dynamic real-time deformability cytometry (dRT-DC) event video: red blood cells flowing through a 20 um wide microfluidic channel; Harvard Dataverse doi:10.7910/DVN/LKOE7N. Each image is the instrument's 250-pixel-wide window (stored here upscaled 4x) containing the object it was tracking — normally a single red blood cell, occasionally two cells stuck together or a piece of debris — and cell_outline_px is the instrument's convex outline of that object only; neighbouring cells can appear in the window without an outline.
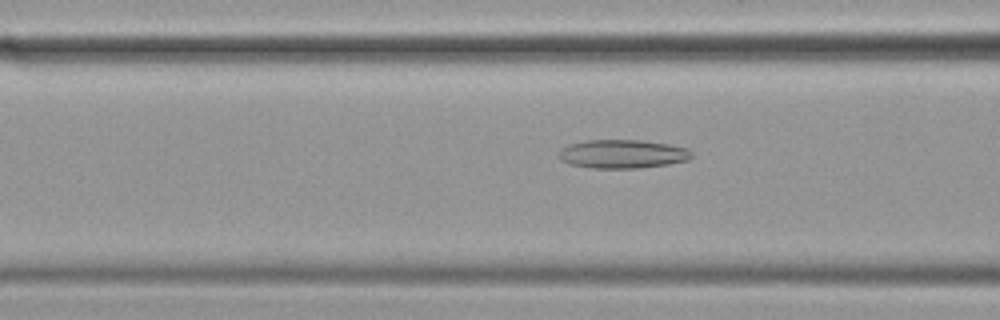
{"species": "common noctule bat (a hibernating species)", "species_latin": "Nyctalus noctula", "temperature_condition": "cold", "stored_images_in_passage": 58, "camera_frame_rate_fps": 3000, "um_per_image_px": 0.085, "animal": {"sex": "female", "body_mass_g": 19.9}, "frame": {"image": 1, "passage_image": 22, "time_ms": 7.0, "image_size_px": [1000, 320], "cell_outline_px": [[692, 156], [688, 160], [668, 164], [640, 168], [592, 168], [568, 164], [560, 160], [556, 156], [560, 148], [568, 144], [584, 140], [644, 140], [668, 144], [688, 148], [692, 152]], "centroid_in_image_um": [52.86, 13.08], "position_along_channel_um": 113.7, "area_um2": 22.54}}
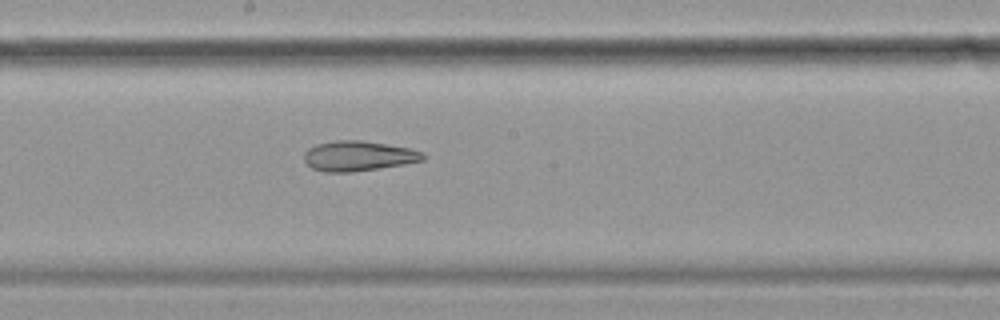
{"frame": {"image": 2, "passage_image": 31, "time_ms": 10.0, "image_size_px": [1000, 320], "cell_outline_px": [[424, 160], [404, 164], [352, 172], [324, 172], [312, 168], [304, 160], [304, 152], [308, 148], [316, 144], [336, 140], [360, 140], [388, 144], [408, 148], [424, 152]], "centroid_in_image_um": [30.44, 13.25], "position_along_channel_um": 217.8, "area_um2": 20.81}}
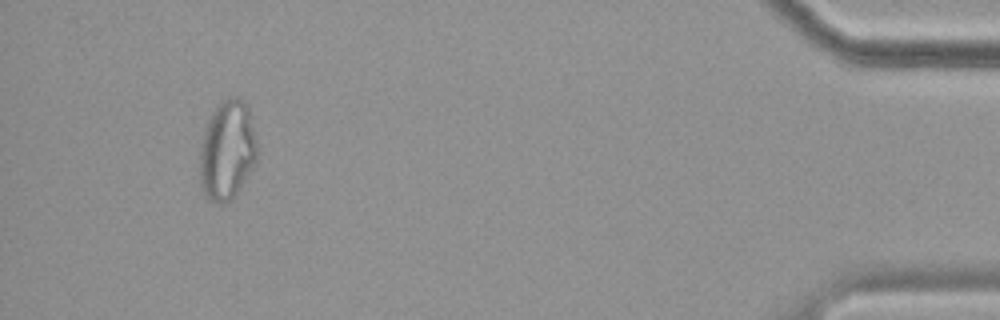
{"frame": {"image": 3, "passage_image": 54, "time_ms": 17.667, "image_size_px": [1000, 320], "cell_outline_px": [[256, 160], [252, 168], [236, 192], [228, 200], [208, 200], [204, 196], [200, 184], [200, 148], [204, 132], [208, 120], [212, 112], [220, 100], [228, 96], [236, 96], [244, 100], [248, 104], [256, 140]], "centroid_in_image_um": [19.3, 12.68], "position_along_channel_um": 415.9, "area_um2": 32.95}, "authors_computed_cell_mechanics": {"area_um2": 25.8077, "velocity_mm_per_s": 3.4754, "shape_relaxation_time_tau1_ms": null, "shape_relaxation_time_tau2_ms": 4.219, "deformation_change_tau1": null, "deformation_change_tau2": 0.1299}}